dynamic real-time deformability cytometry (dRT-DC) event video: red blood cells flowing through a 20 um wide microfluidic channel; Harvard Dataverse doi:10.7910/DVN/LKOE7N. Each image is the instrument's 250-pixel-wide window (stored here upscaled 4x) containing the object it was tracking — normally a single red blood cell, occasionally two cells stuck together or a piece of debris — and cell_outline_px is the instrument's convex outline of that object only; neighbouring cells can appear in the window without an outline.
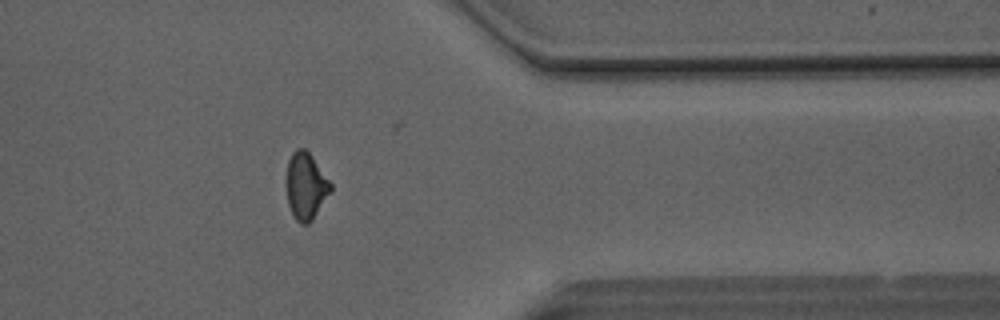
{"species": "Egyptian fruit bat (a non-hibernating species)", "species_latin": "Rousettus aegyptiacus", "temperature_condition": "room temperature", "stored_images_in_passage": 41, "camera_frame_rate_fps": 3000, "um_per_image_px": 0.085, "animal": {"sex": "male"}, "frame": {"image": 1, "passage_image": 31, "time_ms": 10.0, "image_size_px": [1000, 320], "cell_outline_px": [[332, 188], [312, 220], [308, 224], [300, 224], [296, 220], [288, 204], [288, 160], [292, 152], [296, 148], [304, 148], [312, 156], [332, 184]], "centroid_in_image_um": [26.01, 15.8], "position_along_channel_um": 385.4, "area_um2": 16.76}}
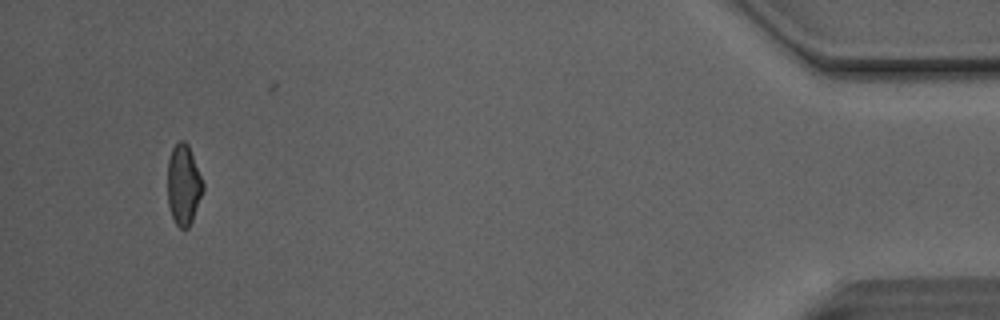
{"frame": {"image": 2, "passage_image": 38, "time_ms": 12.333, "image_size_px": [1000, 320], "cell_outline_px": [[204, 188], [192, 220], [188, 228], [180, 228], [176, 224], [172, 216], [168, 204], [168, 160], [172, 148], [180, 140], [184, 140], [188, 144], [204, 184]], "centroid_in_image_um": [15.6, 15.69], "position_along_channel_um": 419.6, "area_um2": 16.42}, "authors_computed_cell_mechanics": {"area_um2": 17.5134, "velocity_mm_per_s": 4.1487, "shape_relaxation_time_tau1_ms": null, "shape_relaxation_time_tau2_ms": 1.6037, "deformation_change_tau1": null, "deformation_change_tau2": 0.0678}}